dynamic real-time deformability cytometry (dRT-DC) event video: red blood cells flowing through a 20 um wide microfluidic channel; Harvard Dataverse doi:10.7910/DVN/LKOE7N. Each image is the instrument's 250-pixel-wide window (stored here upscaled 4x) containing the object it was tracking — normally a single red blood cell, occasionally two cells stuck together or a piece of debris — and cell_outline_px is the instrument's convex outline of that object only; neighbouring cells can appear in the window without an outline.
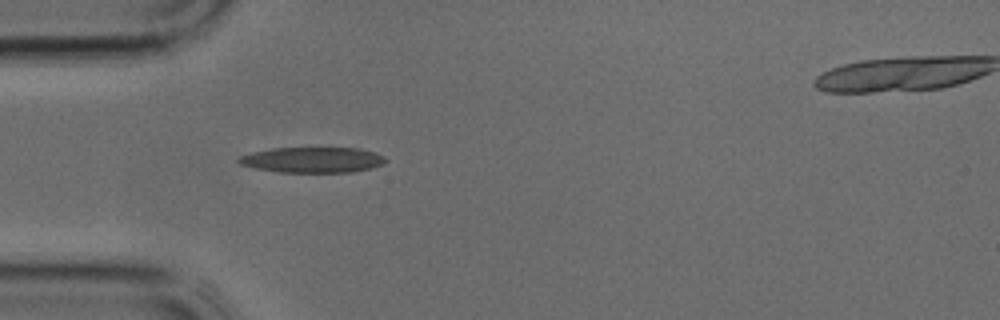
{"species": "common noctule bat (a hibernating species)", "species_latin": "Nyctalus noctula", "temperature_condition": "cold", "stored_images_in_passage": 24, "camera_frame_rate_fps": 3000, "um_per_image_px": 0.085, "animal": {"sex": "male", "body_mass_g": 17.9, "forearm_length_mm": 54.2}, "frame": {"image": 1, "passage_image": 1, "time_ms": 0.0, "image_size_px": [1000, 320], "cell_outline_px": [[388, 160], [384, 164], [372, 168], [352, 172], [280, 172], [252, 168], [240, 164], [236, 160], [240, 156], [252, 152], [272, 148], [360, 148], [376, 152], [384, 156]], "centroid_in_image_um": [26.59, 13.59], "position_along_channel_um": 58.4, "area_um2": 22.08}}
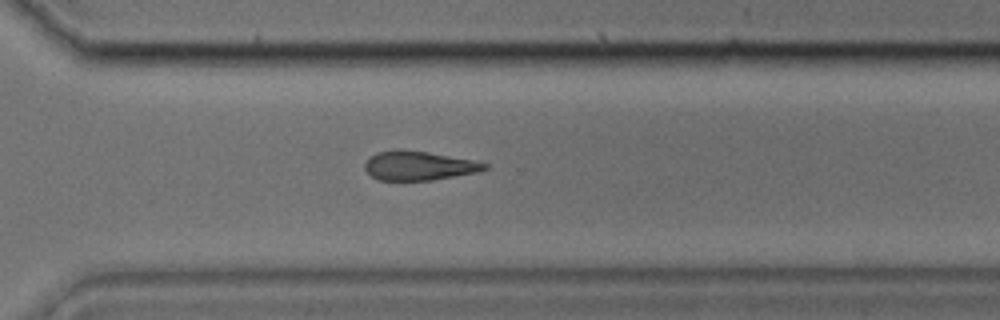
{"frame": {"image": 2, "passage_image": 17, "time_ms": 5.333, "image_size_px": [1000, 320], "cell_outline_px": [[488, 168], [476, 172], [432, 180], [380, 180], [372, 176], [364, 168], [364, 164], [376, 152], [396, 148], [400, 148], [484, 160], [488, 164]], "centroid_in_image_um": [35.67, 14.05], "position_along_channel_um": 334.9, "area_um2": 20.75}}
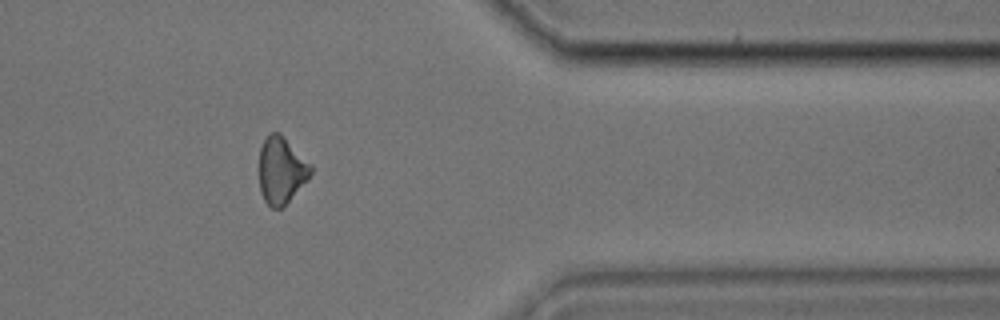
{"frame": {"image": 3, "passage_image": 21, "time_ms": 6.667, "image_size_px": [1000, 320], "cell_outline_px": [[312, 172], [308, 180], [280, 208], [272, 208], [264, 200], [260, 192], [260, 148], [264, 140], [272, 132], [280, 132], [312, 164]], "centroid_in_image_um": [23.93, 14.45], "position_along_channel_um": 387.5, "area_um2": 19.94}}